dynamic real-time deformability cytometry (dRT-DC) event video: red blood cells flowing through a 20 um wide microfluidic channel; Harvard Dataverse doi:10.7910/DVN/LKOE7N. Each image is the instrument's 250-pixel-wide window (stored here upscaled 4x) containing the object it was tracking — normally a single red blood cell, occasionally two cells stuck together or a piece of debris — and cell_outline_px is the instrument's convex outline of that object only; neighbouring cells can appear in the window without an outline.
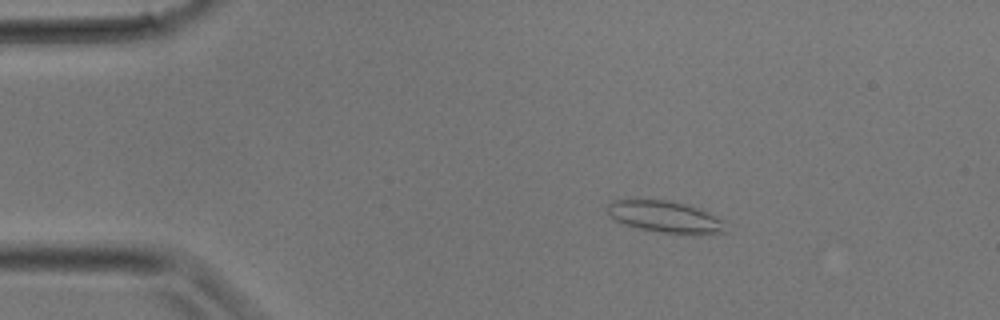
{"species": "common noctule bat (a hibernating species)", "species_latin": "Nyctalus noctula", "temperature_condition": "room temperature", "stored_images_in_passage": 27, "camera_frame_rate_fps": 3000, "um_per_image_px": 0.085, "animal": {"sex": "male", "body_mass_g": 17.9}, "frame": {"image": 1, "passage_image": 1, "time_ms": 0.0, "image_size_px": [1000, 320], "cell_outline_px": [[728, 220], [724, 232], [692, 236], [660, 232], [640, 228], [624, 224], [616, 220], [608, 212], [608, 204], [612, 200], [668, 200], [700, 208]], "centroid_in_image_um": [56.67, 18.45], "position_along_channel_um": 28.3, "area_um2": 22.2}}
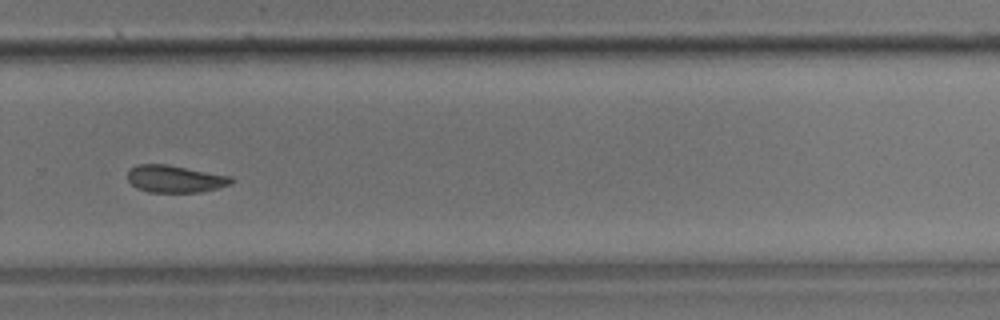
{"frame": {"image": 2, "passage_image": 17, "time_ms": 5.333, "image_size_px": [1000, 320], "cell_outline_px": [[232, 180], [228, 184], [216, 188], [200, 192], [148, 192], [136, 188], [128, 180], [128, 172], [136, 164], [164, 164], [232, 176]], "centroid_in_image_um": [14.83, 15.2], "position_along_channel_um": 315.0, "area_um2": 16.18}}
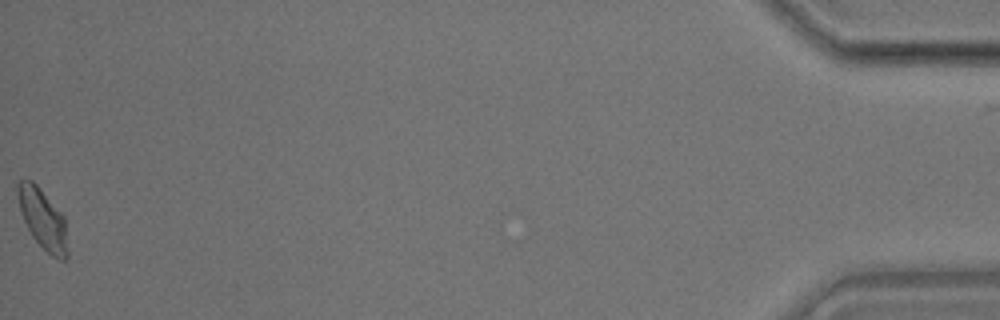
{"frame": {"image": 3, "passage_image": 27, "time_ms": 8.667, "image_size_px": [1000, 320], "cell_outline_px": [[68, 256], [64, 260], [60, 260], [52, 256], [32, 236], [24, 220], [20, 208], [16, 192], [16, 184], [20, 180], [32, 180], [40, 188], [64, 216], [68, 252]], "centroid_in_image_um": [3.64, 18.6], "position_along_channel_um": 431.6, "area_um2": 17.28}}